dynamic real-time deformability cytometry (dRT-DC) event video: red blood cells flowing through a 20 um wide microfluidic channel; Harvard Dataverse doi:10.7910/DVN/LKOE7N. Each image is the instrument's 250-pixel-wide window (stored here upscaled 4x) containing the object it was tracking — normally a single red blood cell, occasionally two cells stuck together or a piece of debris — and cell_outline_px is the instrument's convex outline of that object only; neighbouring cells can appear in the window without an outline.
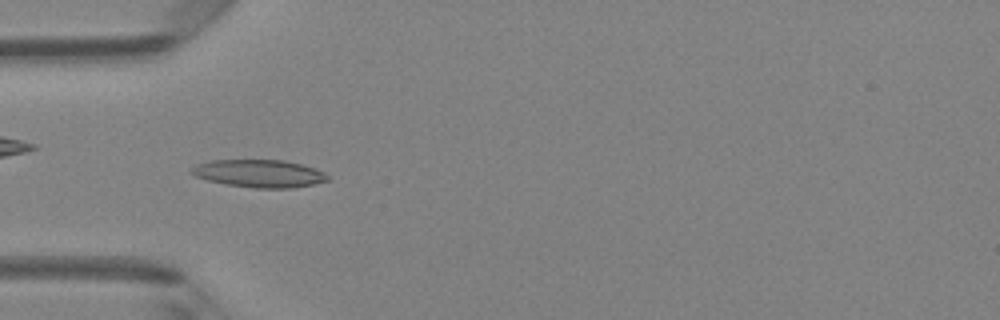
{"species": "Egyptian fruit bat (a non-hibernating species)", "species_latin": "Rousettus aegyptiacus", "temperature_condition": "room temperature", "stored_images_in_passage": 49, "camera_frame_rate_fps": 3000, "um_per_image_px": 0.085, "animal": {"sex": "female"}, "frame": {"image": 1, "passage_image": 15, "time_ms": 4.667, "image_size_px": [1000, 320], "cell_outline_px": [[328, 180], [312, 184], [288, 188], [256, 188], [224, 184], [208, 180], [196, 176], [192, 172], [192, 168], [196, 164], [212, 160], [284, 160], [300, 164], [324, 172], [328, 176]], "centroid_in_image_um": [22.01, 14.74], "position_along_channel_um": 63.0, "area_um2": 21.62}}
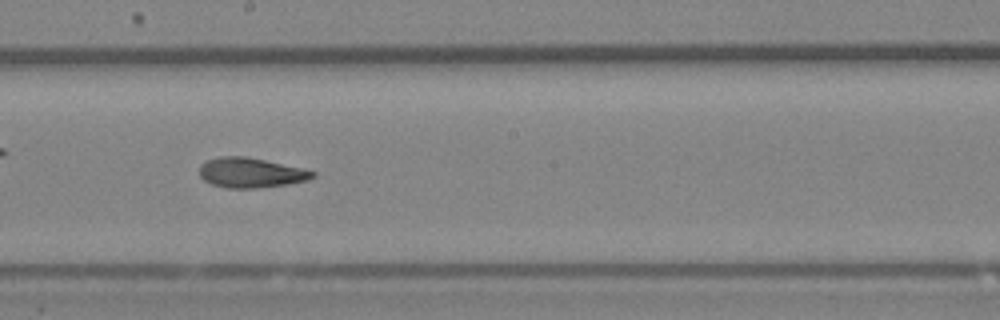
{"frame": {"image": 2, "passage_image": 27, "time_ms": 8.667, "image_size_px": [1000, 320], "cell_outline_px": [[316, 176], [308, 180], [288, 184], [256, 188], [228, 188], [212, 184], [204, 180], [200, 176], [200, 164], [208, 160], [220, 156], [244, 156], [304, 168], [316, 172]], "centroid_in_image_um": [21.34, 14.68], "position_along_channel_um": 226.9, "area_um2": 19.71}}
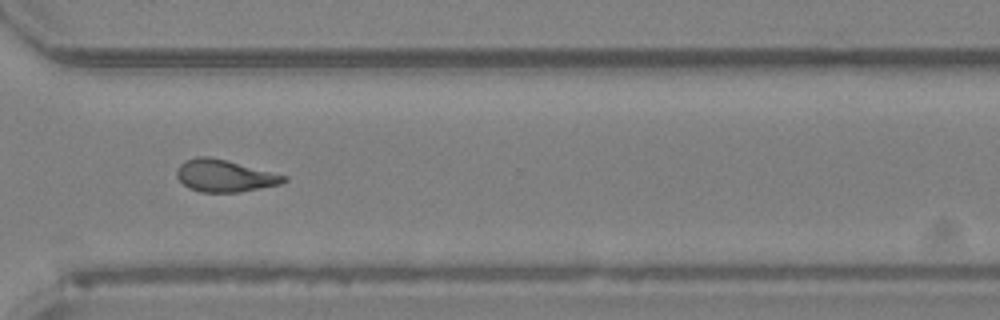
{"frame": {"image": 3, "passage_image": 36, "time_ms": 11.667, "image_size_px": [1000, 320], "cell_outline_px": [[288, 180], [280, 184], [240, 192], [200, 192], [188, 188], [176, 176], [176, 168], [184, 160], [196, 156], [208, 156], [288, 176]], "centroid_in_image_um": [19.05, 14.94], "position_along_channel_um": 351.5, "area_um2": 19.94}, "authors_computed_cell_mechanics": {"area_um2": 20.3456, "velocity_mm_per_s": 4.1331, "shape_relaxation_time_tau1_ms": 7.9352, "shape_relaxation_time_tau2_ms": 2.6753, "deformation_change_tau1": 0.1899, "deformation_change_tau2": 0.1069}}